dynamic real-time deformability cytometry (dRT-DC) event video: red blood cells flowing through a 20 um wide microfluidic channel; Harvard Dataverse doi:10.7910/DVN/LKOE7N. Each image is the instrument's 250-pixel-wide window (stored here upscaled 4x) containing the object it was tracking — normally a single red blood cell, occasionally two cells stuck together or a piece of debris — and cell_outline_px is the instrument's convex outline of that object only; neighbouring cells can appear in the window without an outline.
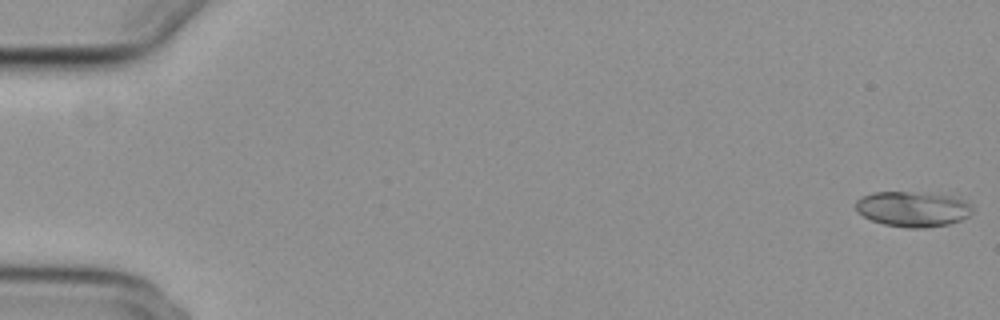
{"species": "common noctule bat (a hibernating species)", "species_latin": "Nyctalus noctula", "temperature_condition": "cold", "stored_images_in_passage": 10, "camera_frame_rate_fps": 3000, "um_per_image_px": 0.085, "animal": {"sex": "female", "body_mass_g": 29.2, "forearm_length_mm": 56.3}, "frame": {"image": 1, "passage_image": 1, "time_ms": 0.0, "image_size_px": [1000, 320], "cell_outline_px": [[972, 212], [968, 216], [960, 220], [948, 224], [924, 228], [908, 228], [884, 224], [872, 220], [856, 212], [856, 200], [864, 196], [876, 192], [904, 192], [956, 196], [972, 204]], "centroid_in_image_um": [77.61, 17.77], "position_along_channel_um": 7.4, "area_um2": 23.87}}